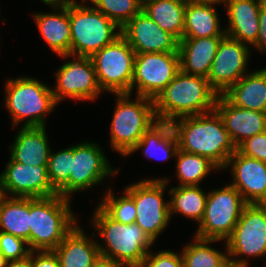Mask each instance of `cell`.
<instances>
[{"instance_id":"cell-1","label":"cell","mask_w":266,"mask_h":267,"mask_svg":"<svg viewBox=\"0 0 266 267\" xmlns=\"http://www.w3.org/2000/svg\"><path fill=\"white\" fill-rule=\"evenodd\" d=\"M171 123L179 150L207 157L224 170L236 147L215 110L206 114L180 117Z\"/></svg>"},{"instance_id":"cell-2","label":"cell","mask_w":266,"mask_h":267,"mask_svg":"<svg viewBox=\"0 0 266 267\" xmlns=\"http://www.w3.org/2000/svg\"><path fill=\"white\" fill-rule=\"evenodd\" d=\"M218 94L206 77L190 75L181 70L153 100L157 120H173L214 111Z\"/></svg>"},{"instance_id":"cell-3","label":"cell","mask_w":266,"mask_h":267,"mask_svg":"<svg viewBox=\"0 0 266 267\" xmlns=\"http://www.w3.org/2000/svg\"><path fill=\"white\" fill-rule=\"evenodd\" d=\"M91 222L95 231L102 238V242H105L102 245L97 243L100 255L130 267H137L141 264L154 244L136 223L116 222L98 205Z\"/></svg>"},{"instance_id":"cell-4","label":"cell","mask_w":266,"mask_h":267,"mask_svg":"<svg viewBox=\"0 0 266 267\" xmlns=\"http://www.w3.org/2000/svg\"><path fill=\"white\" fill-rule=\"evenodd\" d=\"M70 199L60 195L29 198L30 250H54L75 227Z\"/></svg>"},{"instance_id":"cell-5","label":"cell","mask_w":266,"mask_h":267,"mask_svg":"<svg viewBox=\"0 0 266 267\" xmlns=\"http://www.w3.org/2000/svg\"><path fill=\"white\" fill-rule=\"evenodd\" d=\"M114 95L116 106L110 126L109 145L112 151L125 157L158 120L153 99L136 95L135 100H131L130 93Z\"/></svg>"},{"instance_id":"cell-6","label":"cell","mask_w":266,"mask_h":267,"mask_svg":"<svg viewBox=\"0 0 266 267\" xmlns=\"http://www.w3.org/2000/svg\"><path fill=\"white\" fill-rule=\"evenodd\" d=\"M6 81L4 105L13 119L12 125L15 127L25 120V127L46 126L45 116L57 106L52 88L33 77Z\"/></svg>"},{"instance_id":"cell-7","label":"cell","mask_w":266,"mask_h":267,"mask_svg":"<svg viewBox=\"0 0 266 267\" xmlns=\"http://www.w3.org/2000/svg\"><path fill=\"white\" fill-rule=\"evenodd\" d=\"M69 0L70 53L91 57L121 35V28L100 11Z\"/></svg>"},{"instance_id":"cell-8","label":"cell","mask_w":266,"mask_h":267,"mask_svg":"<svg viewBox=\"0 0 266 267\" xmlns=\"http://www.w3.org/2000/svg\"><path fill=\"white\" fill-rule=\"evenodd\" d=\"M247 204L231 184L210 190L202 221L194 236L224 242L231 235Z\"/></svg>"},{"instance_id":"cell-9","label":"cell","mask_w":266,"mask_h":267,"mask_svg":"<svg viewBox=\"0 0 266 267\" xmlns=\"http://www.w3.org/2000/svg\"><path fill=\"white\" fill-rule=\"evenodd\" d=\"M225 243L229 262L240 267H248L244 256H266V205L247 204Z\"/></svg>"},{"instance_id":"cell-10","label":"cell","mask_w":266,"mask_h":267,"mask_svg":"<svg viewBox=\"0 0 266 267\" xmlns=\"http://www.w3.org/2000/svg\"><path fill=\"white\" fill-rule=\"evenodd\" d=\"M90 58L102 92L131 94L135 52L122 35Z\"/></svg>"},{"instance_id":"cell-11","label":"cell","mask_w":266,"mask_h":267,"mask_svg":"<svg viewBox=\"0 0 266 267\" xmlns=\"http://www.w3.org/2000/svg\"><path fill=\"white\" fill-rule=\"evenodd\" d=\"M168 181H170L168 178H150L125 187V191L133 198L136 206L135 223L154 243L171 219L169 201L165 202L163 199Z\"/></svg>"},{"instance_id":"cell-12","label":"cell","mask_w":266,"mask_h":267,"mask_svg":"<svg viewBox=\"0 0 266 267\" xmlns=\"http://www.w3.org/2000/svg\"><path fill=\"white\" fill-rule=\"evenodd\" d=\"M98 145L87 141L74 145L72 171L68 182L58 191V195L70 199L74 192L92 189L108 176L119 172L111 167L102 147Z\"/></svg>"},{"instance_id":"cell-13","label":"cell","mask_w":266,"mask_h":267,"mask_svg":"<svg viewBox=\"0 0 266 267\" xmlns=\"http://www.w3.org/2000/svg\"><path fill=\"white\" fill-rule=\"evenodd\" d=\"M59 57H74V60L64 63L55 73L56 86L52 89L55 102L58 104L65 98L95 101L102 90L98 85L91 58L71 53Z\"/></svg>"},{"instance_id":"cell-14","label":"cell","mask_w":266,"mask_h":267,"mask_svg":"<svg viewBox=\"0 0 266 267\" xmlns=\"http://www.w3.org/2000/svg\"><path fill=\"white\" fill-rule=\"evenodd\" d=\"M179 71L178 52L135 54L131 94L154 100Z\"/></svg>"},{"instance_id":"cell-15","label":"cell","mask_w":266,"mask_h":267,"mask_svg":"<svg viewBox=\"0 0 266 267\" xmlns=\"http://www.w3.org/2000/svg\"><path fill=\"white\" fill-rule=\"evenodd\" d=\"M250 52L247 44L226 35L221 39L207 77L209 85L218 95H223L247 74Z\"/></svg>"},{"instance_id":"cell-16","label":"cell","mask_w":266,"mask_h":267,"mask_svg":"<svg viewBox=\"0 0 266 267\" xmlns=\"http://www.w3.org/2000/svg\"><path fill=\"white\" fill-rule=\"evenodd\" d=\"M0 175L7 197L45 198L58 194L50 183L47 165L30 166L10 157Z\"/></svg>"},{"instance_id":"cell-17","label":"cell","mask_w":266,"mask_h":267,"mask_svg":"<svg viewBox=\"0 0 266 267\" xmlns=\"http://www.w3.org/2000/svg\"><path fill=\"white\" fill-rule=\"evenodd\" d=\"M121 35L135 54L178 52L179 41L142 10L121 28Z\"/></svg>"},{"instance_id":"cell-18","label":"cell","mask_w":266,"mask_h":267,"mask_svg":"<svg viewBox=\"0 0 266 267\" xmlns=\"http://www.w3.org/2000/svg\"><path fill=\"white\" fill-rule=\"evenodd\" d=\"M231 167L233 181L230 183L248 204L266 201V163L240 154L237 150L229 157L224 169Z\"/></svg>"},{"instance_id":"cell-19","label":"cell","mask_w":266,"mask_h":267,"mask_svg":"<svg viewBox=\"0 0 266 267\" xmlns=\"http://www.w3.org/2000/svg\"><path fill=\"white\" fill-rule=\"evenodd\" d=\"M214 110L221 117L235 147L266 131V113L234 106L223 95H218Z\"/></svg>"},{"instance_id":"cell-20","label":"cell","mask_w":266,"mask_h":267,"mask_svg":"<svg viewBox=\"0 0 266 267\" xmlns=\"http://www.w3.org/2000/svg\"><path fill=\"white\" fill-rule=\"evenodd\" d=\"M263 0H228L226 9L228 14V27L225 35L254 46L260 32L259 13Z\"/></svg>"},{"instance_id":"cell-21","label":"cell","mask_w":266,"mask_h":267,"mask_svg":"<svg viewBox=\"0 0 266 267\" xmlns=\"http://www.w3.org/2000/svg\"><path fill=\"white\" fill-rule=\"evenodd\" d=\"M48 6L55 13H34L33 18L49 48L58 56L68 54L71 49L69 0Z\"/></svg>"},{"instance_id":"cell-22","label":"cell","mask_w":266,"mask_h":267,"mask_svg":"<svg viewBox=\"0 0 266 267\" xmlns=\"http://www.w3.org/2000/svg\"><path fill=\"white\" fill-rule=\"evenodd\" d=\"M223 37L182 38L178 43L180 70L207 78Z\"/></svg>"},{"instance_id":"cell-23","label":"cell","mask_w":266,"mask_h":267,"mask_svg":"<svg viewBox=\"0 0 266 267\" xmlns=\"http://www.w3.org/2000/svg\"><path fill=\"white\" fill-rule=\"evenodd\" d=\"M46 126H22L10 145V157L30 166L48 165L51 152Z\"/></svg>"},{"instance_id":"cell-24","label":"cell","mask_w":266,"mask_h":267,"mask_svg":"<svg viewBox=\"0 0 266 267\" xmlns=\"http://www.w3.org/2000/svg\"><path fill=\"white\" fill-rule=\"evenodd\" d=\"M77 224L53 251L60 267H92L99 257V248L94 238H89Z\"/></svg>"},{"instance_id":"cell-25","label":"cell","mask_w":266,"mask_h":267,"mask_svg":"<svg viewBox=\"0 0 266 267\" xmlns=\"http://www.w3.org/2000/svg\"><path fill=\"white\" fill-rule=\"evenodd\" d=\"M223 96L239 108L266 113V67L245 74Z\"/></svg>"},{"instance_id":"cell-26","label":"cell","mask_w":266,"mask_h":267,"mask_svg":"<svg viewBox=\"0 0 266 267\" xmlns=\"http://www.w3.org/2000/svg\"><path fill=\"white\" fill-rule=\"evenodd\" d=\"M140 149L147 158L163 161L174 158L179 148L172 123L158 120L144 133L126 157Z\"/></svg>"},{"instance_id":"cell-27","label":"cell","mask_w":266,"mask_h":267,"mask_svg":"<svg viewBox=\"0 0 266 267\" xmlns=\"http://www.w3.org/2000/svg\"><path fill=\"white\" fill-rule=\"evenodd\" d=\"M214 5L186 2L183 38L225 36Z\"/></svg>"},{"instance_id":"cell-28","label":"cell","mask_w":266,"mask_h":267,"mask_svg":"<svg viewBox=\"0 0 266 267\" xmlns=\"http://www.w3.org/2000/svg\"><path fill=\"white\" fill-rule=\"evenodd\" d=\"M187 0H149L142 3V11L178 41L183 38Z\"/></svg>"},{"instance_id":"cell-29","label":"cell","mask_w":266,"mask_h":267,"mask_svg":"<svg viewBox=\"0 0 266 267\" xmlns=\"http://www.w3.org/2000/svg\"><path fill=\"white\" fill-rule=\"evenodd\" d=\"M0 231L25 240L30 248L29 198L5 197L0 204Z\"/></svg>"},{"instance_id":"cell-30","label":"cell","mask_w":266,"mask_h":267,"mask_svg":"<svg viewBox=\"0 0 266 267\" xmlns=\"http://www.w3.org/2000/svg\"><path fill=\"white\" fill-rule=\"evenodd\" d=\"M168 194L171 196L168 200L171 218L173 213H178L198 224L202 221L208 193L200 185L172 186Z\"/></svg>"},{"instance_id":"cell-31","label":"cell","mask_w":266,"mask_h":267,"mask_svg":"<svg viewBox=\"0 0 266 267\" xmlns=\"http://www.w3.org/2000/svg\"><path fill=\"white\" fill-rule=\"evenodd\" d=\"M193 239L194 242L186 244L180 252L183 267H223L229 262L227 252L222 253L210 245L221 240L200 239L195 236Z\"/></svg>"},{"instance_id":"cell-32","label":"cell","mask_w":266,"mask_h":267,"mask_svg":"<svg viewBox=\"0 0 266 267\" xmlns=\"http://www.w3.org/2000/svg\"><path fill=\"white\" fill-rule=\"evenodd\" d=\"M177 186L200 185L201 181L213 170H221L204 156L190 154L178 149L176 153Z\"/></svg>"},{"instance_id":"cell-33","label":"cell","mask_w":266,"mask_h":267,"mask_svg":"<svg viewBox=\"0 0 266 267\" xmlns=\"http://www.w3.org/2000/svg\"><path fill=\"white\" fill-rule=\"evenodd\" d=\"M88 1L92 3L94 9L103 13L120 28L142 10L140 0H82L81 2L85 4Z\"/></svg>"},{"instance_id":"cell-34","label":"cell","mask_w":266,"mask_h":267,"mask_svg":"<svg viewBox=\"0 0 266 267\" xmlns=\"http://www.w3.org/2000/svg\"><path fill=\"white\" fill-rule=\"evenodd\" d=\"M107 190L98 206L116 222L135 223L137 210L133 198L125 190L120 197H116L111 188Z\"/></svg>"},{"instance_id":"cell-35","label":"cell","mask_w":266,"mask_h":267,"mask_svg":"<svg viewBox=\"0 0 266 267\" xmlns=\"http://www.w3.org/2000/svg\"><path fill=\"white\" fill-rule=\"evenodd\" d=\"M74 158V145L54 153L50 152L47 171L52 187L58 192L69 180Z\"/></svg>"},{"instance_id":"cell-36","label":"cell","mask_w":266,"mask_h":267,"mask_svg":"<svg viewBox=\"0 0 266 267\" xmlns=\"http://www.w3.org/2000/svg\"><path fill=\"white\" fill-rule=\"evenodd\" d=\"M30 252L31 250L25 240L0 231V253L7 261L23 259Z\"/></svg>"},{"instance_id":"cell-37","label":"cell","mask_w":266,"mask_h":267,"mask_svg":"<svg viewBox=\"0 0 266 267\" xmlns=\"http://www.w3.org/2000/svg\"><path fill=\"white\" fill-rule=\"evenodd\" d=\"M137 267H183L182 255L169 250L149 252Z\"/></svg>"},{"instance_id":"cell-38","label":"cell","mask_w":266,"mask_h":267,"mask_svg":"<svg viewBox=\"0 0 266 267\" xmlns=\"http://www.w3.org/2000/svg\"><path fill=\"white\" fill-rule=\"evenodd\" d=\"M236 150L243 155L266 163V131L245 139Z\"/></svg>"},{"instance_id":"cell-39","label":"cell","mask_w":266,"mask_h":267,"mask_svg":"<svg viewBox=\"0 0 266 267\" xmlns=\"http://www.w3.org/2000/svg\"><path fill=\"white\" fill-rule=\"evenodd\" d=\"M31 267H60V264L53 250L31 251Z\"/></svg>"},{"instance_id":"cell-40","label":"cell","mask_w":266,"mask_h":267,"mask_svg":"<svg viewBox=\"0 0 266 267\" xmlns=\"http://www.w3.org/2000/svg\"><path fill=\"white\" fill-rule=\"evenodd\" d=\"M259 25L260 32L257 39V43L253 46L261 53H266V6L263 4L259 13Z\"/></svg>"},{"instance_id":"cell-41","label":"cell","mask_w":266,"mask_h":267,"mask_svg":"<svg viewBox=\"0 0 266 267\" xmlns=\"http://www.w3.org/2000/svg\"><path fill=\"white\" fill-rule=\"evenodd\" d=\"M92 267H130V266L117 262L111 258L99 255V257L94 261Z\"/></svg>"},{"instance_id":"cell-42","label":"cell","mask_w":266,"mask_h":267,"mask_svg":"<svg viewBox=\"0 0 266 267\" xmlns=\"http://www.w3.org/2000/svg\"><path fill=\"white\" fill-rule=\"evenodd\" d=\"M6 267H31V252L23 259L8 261Z\"/></svg>"},{"instance_id":"cell-43","label":"cell","mask_w":266,"mask_h":267,"mask_svg":"<svg viewBox=\"0 0 266 267\" xmlns=\"http://www.w3.org/2000/svg\"><path fill=\"white\" fill-rule=\"evenodd\" d=\"M195 3L207 4V5H215L216 4H224L226 5L228 0H190Z\"/></svg>"},{"instance_id":"cell-44","label":"cell","mask_w":266,"mask_h":267,"mask_svg":"<svg viewBox=\"0 0 266 267\" xmlns=\"http://www.w3.org/2000/svg\"><path fill=\"white\" fill-rule=\"evenodd\" d=\"M6 197L4 189H3V183H2V178L0 175V204L2 203L3 199Z\"/></svg>"},{"instance_id":"cell-45","label":"cell","mask_w":266,"mask_h":267,"mask_svg":"<svg viewBox=\"0 0 266 267\" xmlns=\"http://www.w3.org/2000/svg\"><path fill=\"white\" fill-rule=\"evenodd\" d=\"M46 5L58 4L63 2L64 0H41Z\"/></svg>"},{"instance_id":"cell-46","label":"cell","mask_w":266,"mask_h":267,"mask_svg":"<svg viewBox=\"0 0 266 267\" xmlns=\"http://www.w3.org/2000/svg\"><path fill=\"white\" fill-rule=\"evenodd\" d=\"M7 260L4 258V256L0 253V267H6Z\"/></svg>"},{"instance_id":"cell-47","label":"cell","mask_w":266,"mask_h":267,"mask_svg":"<svg viewBox=\"0 0 266 267\" xmlns=\"http://www.w3.org/2000/svg\"><path fill=\"white\" fill-rule=\"evenodd\" d=\"M223 267H240V266H238V265H236V264H234V263H231V262H228L225 266H223Z\"/></svg>"}]
</instances>
